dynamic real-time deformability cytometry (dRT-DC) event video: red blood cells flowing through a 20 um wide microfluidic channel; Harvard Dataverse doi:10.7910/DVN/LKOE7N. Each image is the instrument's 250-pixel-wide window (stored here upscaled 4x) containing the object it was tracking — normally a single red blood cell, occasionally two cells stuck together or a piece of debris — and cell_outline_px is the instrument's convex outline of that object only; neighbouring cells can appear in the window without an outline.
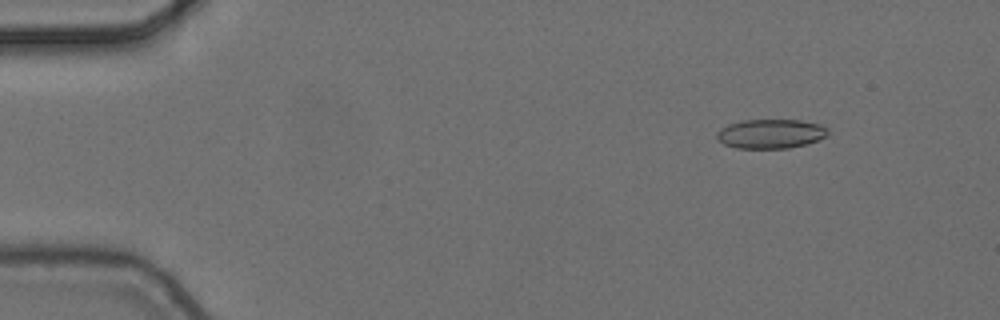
{"species": "common noctule bat (a hibernating species)", "species_latin": "Nyctalus noctula", "temperature_condition": "cold", "stored_images_in_passage": 8, "camera_frame_rate_fps": 3000, "um_per_image_px": 0.085, "animal": {"sex": "female", "body_mass_g": 24.6, "forearm_length_mm": 56.2}, "frame": {"image": 1, "passage_image": 1, "time_ms": 0.0, "image_size_px": [1000, 320], "cell_outline_px": [[828, 132], [824, 136], [808, 144], [788, 148], [736, 148], [724, 144], [716, 136], [716, 132], [720, 128], [728, 124], [740, 120], [800, 120], [820, 124], [828, 128]], "centroid_in_image_um": [65.48, 11.36], "position_along_channel_um": 19.5, "area_um2": 18.96}}
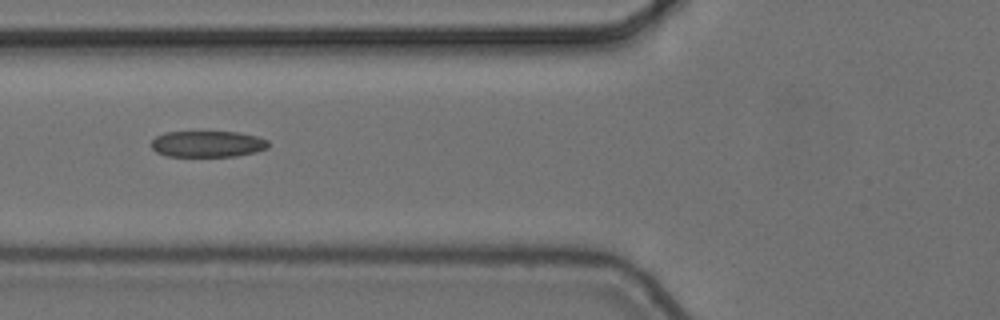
{"frame": {"image": 2, "passage_image": 5, "time_ms": 1.333, "image_size_px": [1000, 320], "cell_outline_px": [[268, 148], [256, 152], [236, 156], [168, 156], [156, 152], [152, 148], [152, 140], [156, 136], [164, 132], [236, 132], [256, 136], [268, 140]], "centroid_in_image_um": [17.64, 12.24], "position_along_channel_um": 108.2, "area_um2": 17.86}}
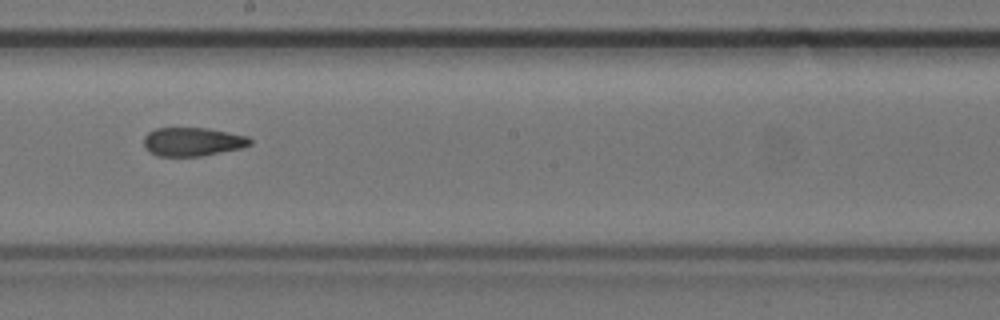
{"frame": {"image": 3, "passage_image": 8, "time_ms": 2.333, "image_size_px": [1000, 320], "cell_outline_px": [[252, 144], [240, 148], [200, 156], [156, 156], [148, 152], [144, 148], [144, 136], [148, 132], [156, 128], [208, 128], [248, 136], [252, 140]], "centroid_in_image_um": [16.34, 12.05], "position_along_channel_um": 231.9, "area_um2": 17.8}}